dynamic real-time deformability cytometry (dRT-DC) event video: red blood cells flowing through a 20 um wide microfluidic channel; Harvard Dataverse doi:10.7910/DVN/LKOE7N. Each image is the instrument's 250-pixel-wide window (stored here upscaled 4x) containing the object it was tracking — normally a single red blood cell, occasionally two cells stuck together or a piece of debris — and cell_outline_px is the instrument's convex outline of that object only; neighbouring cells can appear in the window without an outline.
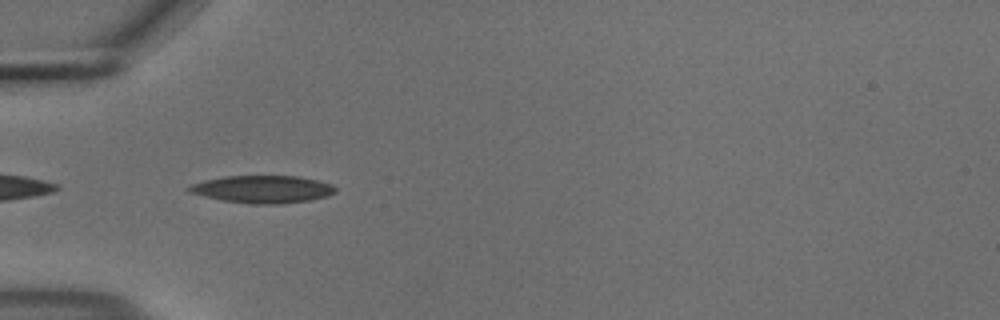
{"species": "common noctule bat (a hibernating species)", "species_latin": "Nyctalus noctula", "temperature_condition": "cold", "stored_images_in_passage": 39, "camera_frame_rate_fps": 3000, "um_per_image_px": 0.085, "animal": {"sex": "male", "body_mass_g": 18.8}, "frame": {"image": 1, "passage_image": 2, "time_ms": 0.333, "image_size_px": [1000, 320], "cell_outline_px": [[336, 192], [328, 196], [312, 200], [280, 204], [252, 204], [224, 200], [204, 196], [188, 192], [188, 188], [192, 184], [204, 180], [224, 176], [296, 176], [316, 180], [332, 184], [336, 188]], "centroid_in_image_um": [22.35, 16.09], "position_along_channel_um": 62.6, "area_um2": 23.41}}
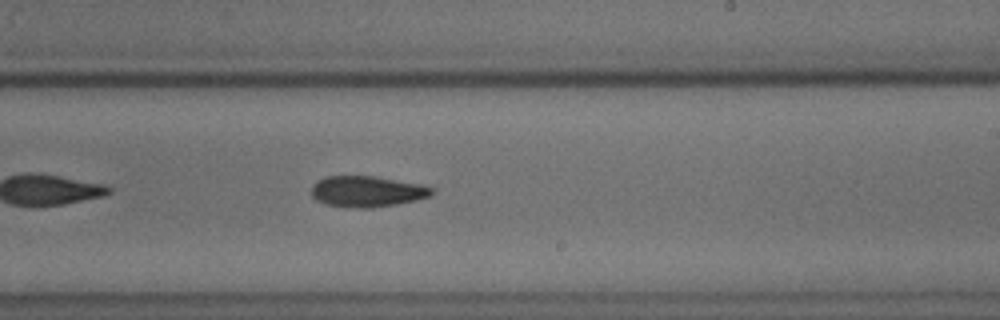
{"frame": {"image": 2, "passage_image": 18, "time_ms": 5.667, "image_size_px": [1000, 320], "cell_outline_px": [[436, 192], [432, 196], [416, 200], [396, 204], [372, 208], [352, 208], [324, 204], [316, 200], [312, 196], [312, 184], [324, 176], [372, 176], [424, 184], [436, 188]], "centroid_in_image_um": [31.25, 16.27], "position_along_channel_um": 257.8, "area_um2": 22.14}}
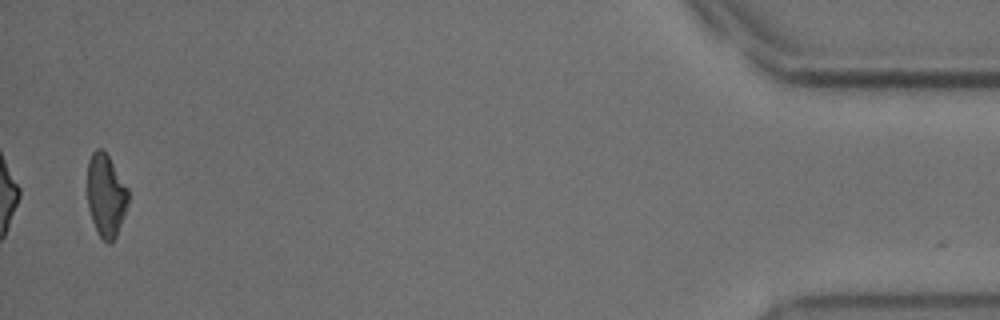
{"frame": {"image": 3, "passage_image": 38, "time_ms": 12.333, "image_size_px": [1000, 320], "cell_outline_px": [[128, 204], [124, 216], [116, 236], [112, 244], [108, 244], [96, 232], [88, 208], [88, 160], [92, 152], [96, 148], [100, 148], [108, 156], [128, 188]], "centroid_in_image_um": [9.0, 16.64], "position_along_channel_um": 426.2, "area_um2": 19.71}, "authors_computed_cell_mechanics": {"area_um2": 21.2126, "velocity_mm_per_s": 3.708, "shape_relaxation_time_tau1_ms": 7.0724, "shape_relaxation_time_tau2_ms": null, "deformation_change_tau1": 0.1653, "deformation_change_tau2": null}}